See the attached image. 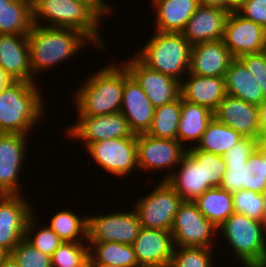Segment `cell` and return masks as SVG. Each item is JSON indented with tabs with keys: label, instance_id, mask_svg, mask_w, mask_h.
Instances as JSON below:
<instances>
[{
	"label": "cell",
	"instance_id": "obj_1",
	"mask_svg": "<svg viewBox=\"0 0 266 267\" xmlns=\"http://www.w3.org/2000/svg\"><path fill=\"white\" fill-rule=\"evenodd\" d=\"M108 4L105 0H35L32 2L33 24L75 29L83 33L96 50H104L106 42L100 36L99 27L112 13L113 7Z\"/></svg>",
	"mask_w": 266,
	"mask_h": 267
},
{
	"label": "cell",
	"instance_id": "obj_2",
	"mask_svg": "<svg viewBox=\"0 0 266 267\" xmlns=\"http://www.w3.org/2000/svg\"><path fill=\"white\" fill-rule=\"evenodd\" d=\"M27 38L33 82H36L37 74L71 60L72 56L87 48L86 45L95 47L83 33L70 28L33 24Z\"/></svg>",
	"mask_w": 266,
	"mask_h": 267
},
{
	"label": "cell",
	"instance_id": "obj_3",
	"mask_svg": "<svg viewBox=\"0 0 266 267\" xmlns=\"http://www.w3.org/2000/svg\"><path fill=\"white\" fill-rule=\"evenodd\" d=\"M76 90L78 116H104L120 112L124 90V64L115 63L91 73Z\"/></svg>",
	"mask_w": 266,
	"mask_h": 267
},
{
	"label": "cell",
	"instance_id": "obj_4",
	"mask_svg": "<svg viewBox=\"0 0 266 267\" xmlns=\"http://www.w3.org/2000/svg\"><path fill=\"white\" fill-rule=\"evenodd\" d=\"M36 85L13 81L0 93V133L30 135L44 117L46 101Z\"/></svg>",
	"mask_w": 266,
	"mask_h": 267
},
{
	"label": "cell",
	"instance_id": "obj_5",
	"mask_svg": "<svg viewBox=\"0 0 266 267\" xmlns=\"http://www.w3.org/2000/svg\"><path fill=\"white\" fill-rule=\"evenodd\" d=\"M154 31L135 56L148 68L183 81L188 74L192 45L182 33Z\"/></svg>",
	"mask_w": 266,
	"mask_h": 267
},
{
	"label": "cell",
	"instance_id": "obj_6",
	"mask_svg": "<svg viewBox=\"0 0 266 267\" xmlns=\"http://www.w3.org/2000/svg\"><path fill=\"white\" fill-rule=\"evenodd\" d=\"M218 235L232 248L230 257L243 267H266L262 222L234 212L218 227Z\"/></svg>",
	"mask_w": 266,
	"mask_h": 267
},
{
	"label": "cell",
	"instance_id": "obj_7",
	"mask_svg": "<svg viewBox=\"0 0 266 267\" xmlns=\"http://www.w3.org/2000/svg\"><path fill=\"white\" fill-rule=\"evenodd\" d=\"M157 184L150 193L131 204L143 228L171 231L183 199L166 180H160Z\"/></svg>",
	"mask_w": 266,
	"mask_h": 267
},
{
	"label": "cell",
	"instance_id": "obj_8",
	"mask_svg": "<svg viewBox=\"0 0 266 267\" xmlns=\"http://www.w3.org/2000/svg\"><path fill=\"white\" fill-rule=\"evenodd\" d=\"M171 233L175 246L216 248V240L219 243L218 228L191 201H183L180 205Z\"/></svg>",
	"mask_w": 266,
	"mask_h": 267
},
{
	"label": "cell",
	"instance_id": "obj_9",
	"mask_svg": "<svg viewBox=\"0 0 266 267\" xmlns=\"http://www.w3.org/2000/svg\"><path fill=\"white\" fill-rule=\"evenodd\" d=\"M137 135L113 138L89 144L85 150L101 170H106L114 177L125 178L138 168Z\"/></svg>",
	"mask_w": 266,
	"mask_h": 267
},
{
	"label": "cell",
	"instance_id": "obj_10",
	"mask_svg": "<svg viewBox=\"0 0 266 267\" xmlns=\"http://www.w3.org/2000/svg\"><path fill=\"white\" fill-rule=\"evenodd\" d=\"M136 152L139 172H153L152 170L162 172L168 168L166 176L162 179L166 180L181 162L187 148L177 139L154 138L143 133L137 135Z\"/></svg>",
	"mask_w": 266,
	"mask_h": 267
},
{
	"label": "cell",
	"instance_id": "obj_11",
	"mask_svg": "<svg viewBox=\"0 0 266 267\" xmlns=\"http://www.w3.org/2000/svg\"><path fill=\"white\" fill-rule=\"evenodd\" d=\"M133 209V210H132ZM87 242L113 241L132 245L142 226L134 208L131 211L88 215Z\"/></svg>",
	"mask_w": 266,
	"mask_h": 267
},
{
	"label": "cell",
	"instance_id": "obj_12",
	"mask_svg": "<svg viewBox=\"0 0 266 267\" xmlns=\"http://www.w3.org/2000/svg\"><path fill=\"white\" fill-rule=\"evenodd\" d=\"M22 195L0 194V252L3 255L10 254L24 239L28 219L36 212Z\"/></svg>",
	"mask_w": 266,
	"mask_h": 267
},
{
	"label": "cell",
	"instance_id": "obj_13",
	"mask_svg": "<svg viewBox=\"0 0 266 267\" xmlns=\"http://www.w3.org/2000/svg\"><path fill=\"white\" fill-rule=\"evenodd\" d=\"M78 121L65 130L70 139L80 140L83 147L107 139L131 137L128 121L121 112L104 116H78Z\"/></svg>",
	"mask_w": 266,
	"mask_h": 267
},
{
	"label": "cell",
	"instance_id": "obj_14",
	"mask_svg": "<svg viewBox=\"0 0 266 267\" xmlns=\"http://www.w3.org/2000/svg\"><path fill=\"white\" fill-rule=\"evenodd\" d=\"M29 135L0 133V194H23L20 173L29 148Z\"/></svg>",
	"mask_w": 266,
	"mask_h": 267
},
{
	"label": "cell",
	"instance_id": "obj_15",
	"mask_svg": "<svg viewBox=\"0 0 266 267\" xmlns=\"http://www.w3.org/2000/svg\"><path fill=\"white\" fill-rule=\"evenodd\" d=\"M122 62L136 80L155 108L169 104L181 96L180 81L154 71L144 65L135 55Z\"/></svg>",
	"mask_w": 266,
	"mask_h": 267
},
{
	"label": "cell",
	"instance_id": "obj_16",
	"mask_svg": "<svg viewBox=\"0 0 266 267\" xmlns=\"http://www.w3.org/2000/svg\"><path fill=\"white\" fill-rule=\"evenodd\" d=\"M223 41L234 58L261 53L265 50L266 29L231 11L225 23Z\"/></svg>",
	"mask_w": 266,
	"mask_h": 267
},
{
	"label": "cell",
	"instance_id": "obj_17",
	"mask_svg": "<svg viewBox=\"0 0 266 267\" xmlns=\"http://www.w3.org/2000/svg\"><path fill=\"white\" fill-rule=\"evenodd\" d=\"M120 112L128 121L131 131L138 135L150 129L155 107L141 86L129 74L124 65V90Z\"/></svg>",
	"mask_w": 266,
	"mask_h": 267
},
{
	"label": "cell",
	"instance_id": "obj_18",
	"mask_svg": "<svg viewBox=\"0 0 266 267\" xmlns=\"http://www.w3.org/2000/svg\"><path fill=\"white\" fill-rule=\"evenodd\" d=\"M140 267H165L175 248L171 231L141 228L132 244Z\"/></svg>",
	"mask_w": 266,
	"mask_h": 267
},
{
	"label": "cell",
	"instance_id": "obj_19",
	"mask_svg": "<svg viewBox=\"0 0 266 267\" xmlns=\"http://www.w3.org/2000/svg\"><path fill=\"white\" fill-rule=\"evenodd\" d=\"M214 118L243 137H260L258 107L242 99L226 95L213 112Z\"/></svg>",
	"mask_w": 266,
	"mask_h": 267
},
{
	"label": "cell",
	"instance_id": "obj_20",
	"mask_svg": "<svg viewBox=\"0 0 266 267\" xmlns=\"http://www.w3.org/2000/svg\"><path fill=\"white\" fill-rule=\"evenodd\" d=\"M233 59L223 40L200 42L191 46L188 73L224 77Z\"/></svg>",
	"mask_w": 266,
	"mask_h": 267
},
{
	"label": "cell",
	"instance_id": "obj_21",
	"mask_svg": "<svg viewBox=\"0 0 266 267\" xmlns=\"http://www.w3.org/2000/svg\"><path fill=\"white\" fill-rule=\"evenodd\" d=\"M0 67L13 81L33 82L27 35L0 34Z\"/></svg>",
	"mask_w": 266,
	"mask_h": 267
},
{
	"label": "cell",
	"instance_id": "obj_22",
	"mask_svg": "<svg viewBox=\"0 0 266 267\" xmlns=\"http://www.w3.org/2000/svg\"><path fill=\"white\" fill-rule=\"evenodd\" d=\"M229 13L220 8L200 5L181 33L191 45L223 40L225 23Z\"/></svg>",
	"mask_w": 266,
	"mask_h": 267
},
{
	"label": "cell",
	"instance_id": "obj_23",
	"mask_svg": "<svg viewBox=\"0 0 266 267\" xmlns=\"http://www.w3.org/2000/svg\"><path fill=\"white\" fill-rule=\"evenodd\" d=\"M186 81H181V97L204 107L212 112L224 99L226 94L224 77H208L188 73Z\"/></svg>",
	"mask_w": 266,
	"mask_h": 267
},
{
	"label": "cell",
	"instance_id": "obj_24",
	"mask_svg": "<svg viewBox=\"0 0 266 267\" xmlns=\"http://www.w3.org/2000/svg\"><path fill=\"white\" fill-rule=\"evenodd\" d=\"M156 25L160 32L181 33L191 16L200 6L199 0H150Z\"/></svg>",
	"mask_w": 266,
	"mask_h": 267
},
{
	"label": "cell",
	"instance_id": "obj_25",
	"mask_svg": "<svg viewBox=\"0 0 266 267\" xmlns=\"http://www.w3.org/2000/svg\"><path fill=\"white\" fill-rule=\"evenodd\" d=\"M166 182L179 194L183 201H195L207 189L203 184L202 161H195L187 152Z\"/></svg>",
	"mask_w": 266,
	"mask_h": 267
},
{
	"label": "cell",
	"instance_id": "obj_26",
	"mask_svg": "<svg viewBox=\"0 0 266 267\" xmlns=\"http://www.w3.org/2000/svg\"><path fill=\"white\" fill-rule=\"evenodd\" d=\"M226 94L258 106L266 97L245 65L234 58L225 73Z\"/></svg>",
	"mask_w": 266,
	"mask_h": 267
},
{
	"label": "cell",
	"instance_id": "obj_27",
	"mask_svg": "<svg viewBox=\"0 0 266 267\" xmlns=\"http://www.w3.org/2000/svg\"><path fill=\"white\" fill-rule=\"evenodd\" d=\"M213 118V112L207 107L182 99L177 140L185 148H187L186 145L188 146L190 142L192 143V147L193 145L196 146L206 130L208 123Z\"/></svg>",
	"mask_w": 266,
	"mask_h": 267
},
{
	"label": "cell",
	"instance_id": "obj_28",
	"mask_svg": "<svg viewBox=\"0 0 266 267\" xmlns=\"http://www.w3.org/2000/svg\"><path fill=\"white\" fill-rule=\"evenodd\" d=\"M89 259L96 266L140 267L132 245L113 241L87 242Z\"/></svg>",
	"mask_w": 266,
	"mask_h": 267
},
{
	"label": "cell",
	"instance_id": "obj_29",
	"mask_svg": "<svg viewBox=\"0 0 266 267\" xmlns=\"http://www.w3.org/2000/svg\"><path fill=\"white\" fill-rule=\"evenodd\" d=\"M198 210L217 228L234 213L232 193L221 187L207 189L193 201Z\"/></svg>",
	"mask_w": 266,
	"mask_h": 267
},
{
	"label": "cell",
	"instance_id": "obj_30",
	"mask_svg": "<svg viewBox=\"0 0 266 267\" xmlns=\"http://www.w3.org/2000/svg\"><path fill=\"white\" fill-rule=\"evenodd\" d=\"M32 26V2L29 0H12L0 11V34L28 35Z\"/></svg>",
	"mask_w": 266,
	"mask_h": 267
},
{
	"label": "cell",
	"instance_id": "obj_31",
	"mask_svg": "<svg viewBox=\"0 0 266 267\" xmlns=\"http://www.w3.org/2000/svg\"><path fill=\"white\" fill-rule=\"evenodd\" d=\"M241 138L243 136L234 129L213 118L195 147L199 150L224 155Z\"/></svg>",
	"mask_w": 266,
	"mask_h": 267
},
{
	"label": "cell",
	"instance_id": "obj_32",
	"mask_svg": "<svg viewBox=\"0 0 266 267\" xmlns=\"http://www.w3.org/2000/svg\"><path fill=\"white\" fill-rule=\"evenodd\" d=\"M80 216V217H79ZM69 209H62L54 213L50 224L47 226L52 229L57 236L65 242H87V215H80Z\"/></svg>",
	"mask_w": 266,
	"mask_h": 267
},
{
	"label": "cell",
	"instance_id": "obj_33",
	"mask_svg": "<svg viewBox=\"0 0 266 267\" xmlns=\"http://www.w3.org/2000/svg\"><path fill=\"white\" fill-rule=\"evenodd\" d=\"M181 106L180 96L169 104L155 108L151 127L146 134L154 138L177 139Z\"/></svg>",
	"mask_w": 266,
	"mask_h": 267
},
{
	"label": "cell",
	"instance_id": "obj_34",
	"mask_svg": "<svg viewBox=\"0 0 266 267\" xmlns=\"http://www.w3.org/2000/svg\"><path fill=\"white\" fill-rule=\"evenodd\" d=\"M187 153L195 161H202L203 184H208L210 188L219 187L226 170L223 155L199 150L191 145L187 147Z\"/></svg>",
	"mask_w": 266,
	"mask_h": 267
},
{
	"label": "cell",
	"instance_id": "obj_35",
	"mask_svg": "<svg viewBox=\"0 0 266 267\" xmlns=\"http://www.w3.org/2000/svg\"><path fill=\"white\" fill-rule=\"evenodd\" d=\"M39 220L34 213L27 222L24 239L28 241L34 248L40 250L46 255L52 257L55 250L64 242L57 234L44 224V227L38 226ZM41 227V228H40ZM37 228V229H36ZM37 231V232H36ZM36 232V233H34ZM34 235V236H33Z\"/></svg>",
	"mask_w": 266,
	"mask_h": 267
},
{
	"label": "cell",
	"instance_id": "obj_36",
	"mask_svg": "<svg viewBox=\"0 0 266 267\" xmlns=\"http://www.w3.org/2000/svg\"><path fill=\"white\" fill-rule=\"evenodd\" d=\"M215 248L175 246L170 267H214ZM214 254V256H213ZM214 259V260H213Z\"/></svg>",
	"mask_w": 266,
	"mask_h": 267
},
{
	"label": "cell",
	"instance_id": "obj_37",
	"mask_svg": "<svg viewBox=\"0 0 266 267\" xmlns=\"http://www.w3.org/2000/svg\"><path fill=\"white\" fill-rule=\"evenodd\" d=\"M87 242H63L51 257L52 267H82L89 261Z\"/></svg>",
	"mask_w": 266,
	"mask_h": 267
},
{
	"label": "cell",
	"instance_id": "obj_38",
	"mask_svg": "<svg viewBox=\"0 0 266 267\" xmlns=\"http://www.w3.org/2000/svg\"><path fill=\"white\" fill-rule=\"evenodd\" d=\"M235 213L263 222L265 217L264 199L261 193L242 189L232 193Z\"/></svg>",
	"mask_w": 266,
	"mask_h": 267
},
{
	"label": "cell",
	"instance_id": "obj_39",
	"mask_svg": "<svg viewBox=\"0 0 266 267\" xmlns=\"http://www.w3.org/2000/svg\"><path fill=\"white\" fill-rule=\"evenodd\" d=\"M266 188V156L256 149L245 165V189L263 193Z\"/></svg>",
	"mask_w": 266,
	"mask_h": 267
},
{
	"label": "cell",
	"instance_id": "obj_40",
	"mask_svg": "<svg viewBox=\"0 0 266 267\" xmlns=\"http://www.w3.org/2000/svg\"><path fill=\"white\" fill-rule=\"evenodd\" d=\"M10 255L18 263L19 267H52L51 256L34 248L25 239L15 246Z\"/></svg>",
	"mask_w": 266,
	"mask_h": 267
},
{
	"label": "cell",
	"instance_id": "obj_41",
	"mask_svg": "<svg viewBox=\"0 0 266 267\" xmlns=\"http://www.w3.org/2000/svg\"><path fill=\"white\" fill-rule=\"evenodd\" d=\"M257 81L266 97V53L246 54L238 58Z\"/></svg>",
	"mask_w": 266,
	"mask_h": 267
},
{
	"label": "cell",
	"instance_id": "obj_42",
	"mask_svg": "<svg viewBox=\"0 0 266 267\" xmlns=\"http://www.w3.org/2000/svg\"><path fill=\"white\" fill-rule=\"evenodd\" d=\"M226 170L219 187L234 193L245 189V165L246 163H225Z\"/></svg>",
	"mask_w": 266,
	"mask_h": 267
},
{
	"label": "cell",
	"instance_id": "obj_43",
	"mask_svg": "<svg viewBox=\"0 0 266 267\" xmlns=\"http://www.w3.org/2000/svg\"><path fill=\"white\" fill-rule=\"evenodd\" d=\"M258 139L243 137L224 155L225 163H246L248 158L257 149Z\"/></svg>",
	"mask_w": 266,
	"mask_h": 267
},
{
	"label": "cell",
	"instance_id": "obj_44",
	"mask_svg": "<svg viewBox=\"0 0 266 267\" xmlns=\"http://www.w3.org/2000/svg\"><path fill=\"white\" fill-rule=\"evenodd\" d=\"M235 11L266 29V0H244Z\"/></svg>",
	"mask_w": 266,
	"mask_h": 267
},
{
	"label": "cell",
	"instance_id": "obj_45",
	"mask_svg": "<svg viewBox=\"0 0 266 267\" xmlns=\"http://www.w3.org/2000/svg\"><path fill=\"white\" fill-rule=\"evenodd\" d=\"M260 133H266V98L257 106Z\"/></svg>",
	"mask_w": 266,
	"mask_h": 267
},
{
	"label": "cell",
	"instance_id": "obj_46",
	"mask_svg": "<svg viewBox=\"0 0 266 267\" xmlns=\"http://www.w3.org/2000/svg\"><path fill=\"white\" fill-rule=\"evenodd\" d=\"M0 267H19V265L10 254H5L0 257Z\"/></svg>",
	"mask_w": 266,
	"mask_h": 267
},
{
	"label": "cell",
	"instance_id": "obj_47",
	"mask_svg": "<svg viewBox=\"0 0 266 267\" xmlns=\"http://www.w3.org/2000/svg\"><path fill=\"white\" fill-rule=\"evenodd\" d=\"M13 80L8 74L0 67V93L11 83Z\"/></svg>",
	"mask_w": 266,
	"mask_h": 267
},
{
	"label": "cell",
	"instance_id": "obj_48",
	"mask_svg": "<svg viewBox=\"0 0 266 267\" xmlns=\"http://www.w3.org/2000/svg\"><path fill=\"white\" fill-rule=\"evenodd\" d=\"M200 5L224 10V0H199Z\"/></svg>",
	"mask_w": 266,
	"mask_h": 267
},
{
	"label": "cell",
	"instance_id": "obj_49",
	"mask_svg": "<svg viewBox=\"0 0 266 267\" xmlns=\"http://www.w3.org/2000/svg\"><path fill=\"white\" fill-rule=\"evenodd\" d=\"M244 0H224V10L227 12L235 11Z\"/></svg>",
	"mask_w": 266,
	"mask_h": 267
},
{
	"label": "cell",
	"instance_id": "obj_50",
	"mask_svg": "<svg viewBox=\"0 0 266 267\" xmlns=\"http://www.w3.org/2000/svg\"><path fill=\"white\" fill-rule=\"evenodd\" d=\"M257 150L262 154V156H266V133L260 134Z\"/></svg>",
	"mask_w": 266,
	"mask_h": 267
},
{
	"label": "cell",
	"instance_id": "obj_51",
	"mask_svg": "<svg viewBox=\"0 0 266 267\" xmlns=\"http://www.w3.org/2000/svg\"><path fill=\"white\" fill-rule=\"evenodd\" d=\"M262 224H263V238L266 246V218L263 220Z\"/></svg>",
	"mask_w": 266,
	"mask_h": 267
},
{
	"label": "cell",
	"instance_id": "obj_52",
	"mask_svg": "<svg viewBox=\"0 0 266 267\" xmlns=\"http://www.w3.org/2000/svg\"><path fill=\"white\" fill-rule=\"evenodd\" d=\"M12 0H0V11Z\"/></svg>",
	"mask_w": 266,
	"mask_h": 267
},
{
	"label": "cell",
	"instance_id": "obj_53",
	"mask_svg": "<svg viewBox=\"0 0 266 267\" xmlns=\"http://www.w3.org/2000/svg\"><path fill=\"white\" fill-rule=\"evenodd\" d=\"M263 195V199H264V209H265V217H266V188L264 190V192L262 193Z\"/></svg>",
	"mask_w": 266,
	"mask_h": 267
},
{
	"label": "cell",
	"instance_id": "obj_54",
	"mask_svg": "<svg viewBox=\"0 0 266 267\" xmlns=\"http://www.w3.org/2000/svg\"><path fill=\"white\" fill-rule=\"evenodd\" d=\"M82 267H96L90 260L85 263Z\"/></svg>",
	"mask_w": 266,
	"mask_h": 267
},
{
	"label": "cell",
	"instance_id": "obj_55",
	"mask_svg": "<svg viewBox=\"0 0 266 267\" xmlns=\"http://www.w3.org/2000/svg\"><path fill=\"white\" fill-rule=\"evenodd\" d=\"M99 267H120V266L106 265V266H99Z\"/></svg>",
	"mask_w": 266,
	"mask_h": 267
}]
</instances>
